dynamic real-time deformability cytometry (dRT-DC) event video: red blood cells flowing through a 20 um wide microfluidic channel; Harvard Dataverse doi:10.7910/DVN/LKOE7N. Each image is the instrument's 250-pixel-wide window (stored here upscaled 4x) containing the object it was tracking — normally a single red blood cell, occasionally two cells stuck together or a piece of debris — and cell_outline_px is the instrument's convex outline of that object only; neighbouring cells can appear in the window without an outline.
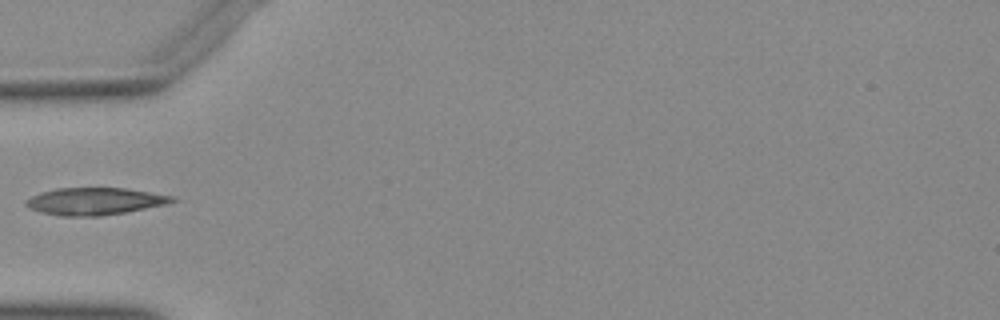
{"species": "Egyptian fruit bat (a non-hibernating species)", "species_latin": "Rousettus aegyptiacus", "temperature_condition": "warm", "stored_images_in_passage": 35, "camera_frame_rate_fps": 3000, "um_per_image_px": 0.085, "animal": {"sex": "female"}, "frame": {"image": 1, "passage_image": 1, "time_ms": 0.0, "image_size_px": [1000, 320], "cell_outline_px": [[176, 200], [168, 204], [124, 212], [100, 216], [60, 216], [40, 212], [28, 208], [24, 204], [24, 200], [40, 192], [56, 188], [124, 188], [172, 196]], "centroid_in_image_um": [7.98, 17.11], "position_along_channel_um": 77.0, "area_um2": 23.12}}
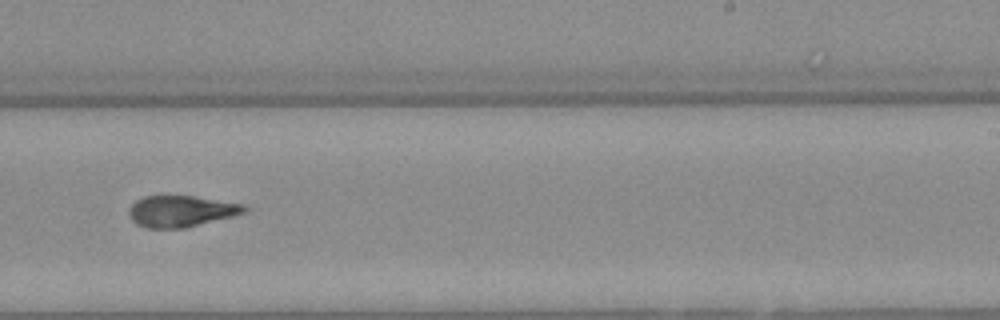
{"frame": {"image": 2, "passage_image": 16, "time_ms": 5.0, "image_size_px": [1000, 320], "cell_outline_px": [[248, 212], [184, 228], [144, 228], [136, 224], [128, 216], [128, 208], [136, 200], [144, 196], [192, 196], [244, 204], [248, 208]], "centroid_in_image_um": [15.36, 17.95], "position_along_channel_um": 273.6, "area_um2": 21.1}}
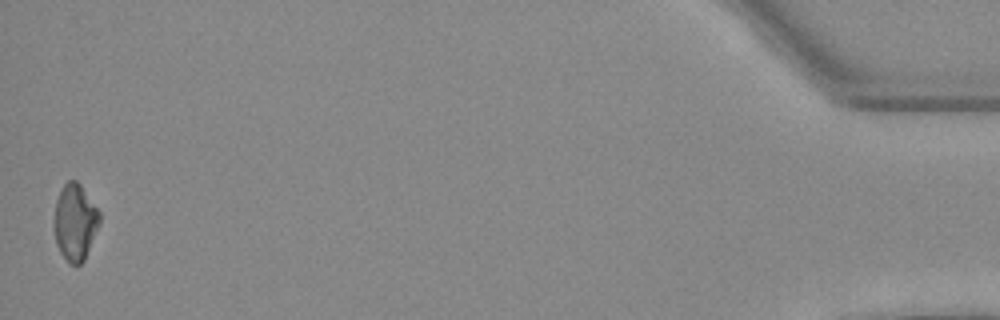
{"frame": {"image": 3, "passage_image": 35, "time_ms": 11.333, "image_size_px": [1000, 320], "cell_outline_px": [[100, 224], [84, 260], [80, 264], [68, 264], [60, 252], [56, 244], [56, 200], [60, 188], [68, 180], [76, 180], [80, 184], [100, 212]], "centroid_in_image_um": [6.4, 18.88], "position_along_channel_um": 428.8, "area_um2": 20.0}}